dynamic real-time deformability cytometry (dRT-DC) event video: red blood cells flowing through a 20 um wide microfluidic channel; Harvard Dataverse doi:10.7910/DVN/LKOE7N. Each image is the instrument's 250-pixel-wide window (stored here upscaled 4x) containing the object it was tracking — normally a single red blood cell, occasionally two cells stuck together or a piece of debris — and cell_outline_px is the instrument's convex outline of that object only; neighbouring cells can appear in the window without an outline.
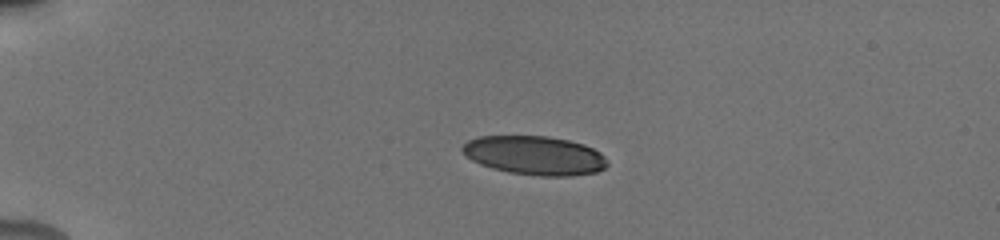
{"species": "human", "species_latin": "Homo sapiens", "temperature_condition": "cold", "stored_images_in_passage": 20, "camera_frame_rate_fps": 3000, "um_per_image_px": 0.085, "donor": {"sex": "male"}, "frame": {"image": 1, "passage_image": 1, "time_ms": 0.0, "image_size_px": [1000, 240], "cell_outline_px": [[608, 164], [604, 168], [596, 172], [568, 176], [540, 176], [508, 172], [492, 168], [480, 164], [472, 160], [460, 148], [468, 140], [480, 136], [548, 136], [568, 140], [584, 144], [600, 152], [608, 160]], "centroid_in_image_um": [45.46, 13.21], "position_along_channel_um": 39.5, "area_um2": 32.83}}
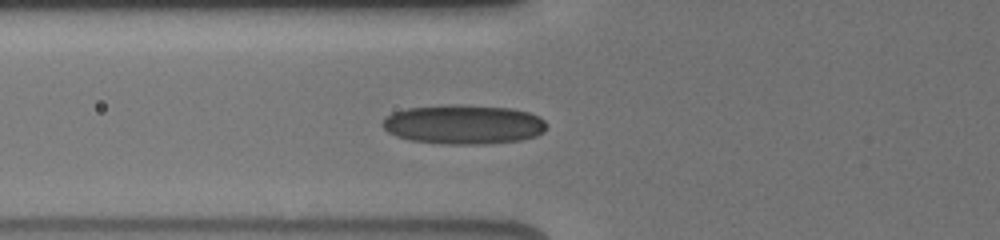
{"frame": {"image": 2, "passage_image": 10, "time_ms": 2.667, "image_size_px": [1000, 240], "cell_outline_px": [[544, 132], [536, 136], [520, 140], [484, 144], [448, 144], [412, 140], [396, 136], [388, 132], [380, 124], [392, 112], [408, 108], [452, 104], [460, 104], [512, 108], [528, 112], [540, 116], [544, 120]], "centroid_in_image_um": [39.4, 10.57], "position_along_channel_um": 86.4, "area_um2": 37.63}}
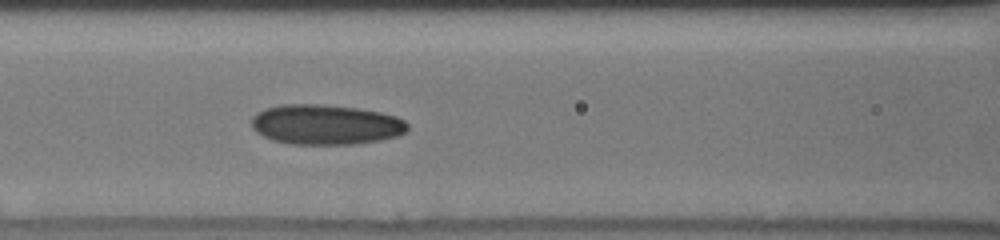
{"frame": {"image": 3, "passage_image": 16, "time_ms": 4.0, "image_size_px": [1000, 240], "cell_outline_px": [[408, 128], [404, 132], [396, 136], [380, 140], [352, 144], [292, 144], [272, 140], [256, 132], [252, 128], [252, 116], [256, 112], [264, 108], [284, 104], [324, 104], [356, 108], [380, 112], [396, 116], [404, 120], [408, 124]], "centroid_in_image_um": [27.66, 10.58], "position_along_channel_um": 138.9, "area_um2": 36.47}}